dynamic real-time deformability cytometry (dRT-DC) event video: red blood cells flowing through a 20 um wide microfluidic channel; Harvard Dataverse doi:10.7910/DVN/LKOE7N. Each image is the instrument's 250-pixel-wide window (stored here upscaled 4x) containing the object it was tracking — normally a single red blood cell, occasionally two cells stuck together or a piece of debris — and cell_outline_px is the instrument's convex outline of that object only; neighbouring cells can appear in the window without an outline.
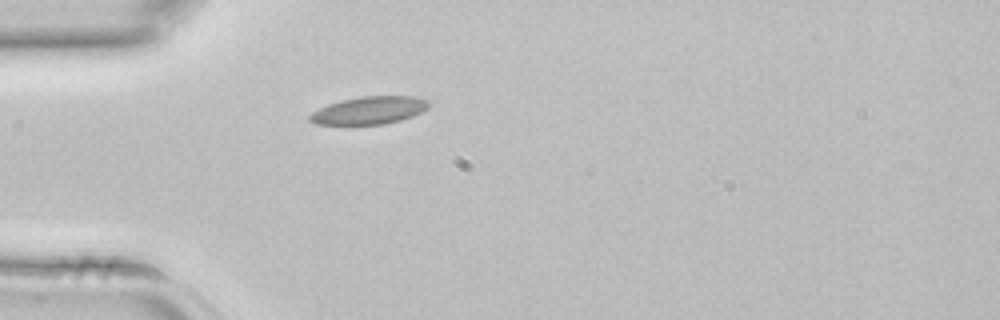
{"species": "common noctule bat (a hibernating species)", "species_latin": "Nyctalus noctula", "temperature_condition": "room temperature", "stored_images_in_passage": 1, "camera_frame_rate_fps": 3000, "um_per_image_px": 0.085, "animal": {"sex": "female", "body_mass_g": 22.7, "forearm_length_mm": 54.2}, "frame": {"image": 1, "passage_image": 1, "time_ms": 0.0, "image_size_px": [1000, 320], "cell_outline_px": [[428, 108], [412, 116], [400, 120], [384, 124], [316, 124], [308, 120], [308, 116], [312, 112], [328, 104], [360, 96], [412, 96], [428, 100]], "centroid_in_image_um": [31.37, 9.38], "position_along_channel_um": 53.6, "area_um2": 18.96}}